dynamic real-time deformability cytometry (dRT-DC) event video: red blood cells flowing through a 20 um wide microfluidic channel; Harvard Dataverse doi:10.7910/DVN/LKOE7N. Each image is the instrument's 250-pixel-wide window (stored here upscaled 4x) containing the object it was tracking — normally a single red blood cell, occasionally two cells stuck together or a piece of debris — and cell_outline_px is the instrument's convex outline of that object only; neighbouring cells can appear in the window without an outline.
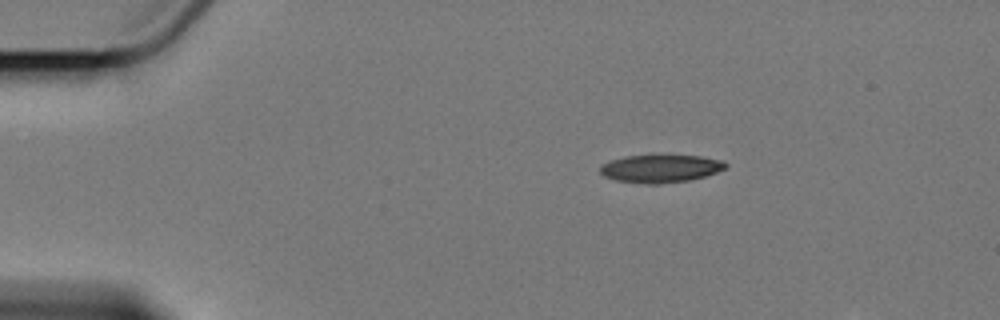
{"species": "Egyptian fruit bat (a non-hibernating species)", "species_latin": "Rousettus aegyptiacus", "temperature_condition": "cold", "stored_images_in_passage": 3, "camera_frame_rate_fps": 3000, "um_per_image_px": 0.085, "animal": {"sex": "female"}, "frame": {"image": 1, "passage_image": 1, "time_ms": 0.0, "image_size_px": [1000, 320], "cell_outline_px": [[728, 168], [704, 176], [688, 180], [660, 184], [644, 184], [616, 180], [604, 176], [600, 172], [600, 164], [624, 156], [700, 156], [724, 160], [728, 164]], "centroid_in_image_um": [56.16, 14.33], "position_along_channel_um": 28.8, "area_um2": 20.29}}